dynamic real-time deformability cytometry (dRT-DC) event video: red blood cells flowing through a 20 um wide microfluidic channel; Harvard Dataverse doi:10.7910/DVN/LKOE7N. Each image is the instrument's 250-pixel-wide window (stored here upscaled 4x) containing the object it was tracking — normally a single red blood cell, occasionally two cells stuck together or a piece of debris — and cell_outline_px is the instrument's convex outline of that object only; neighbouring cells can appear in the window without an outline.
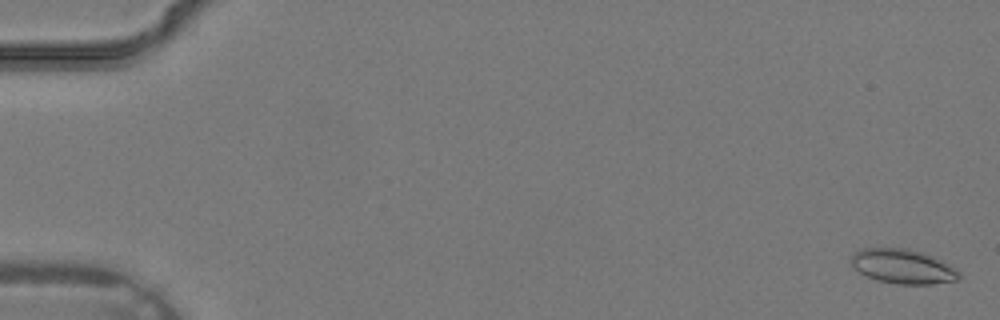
{"species": "common noctule bat (a hibernating species)", "species_latin": "Nyctalus noctula", "temperature_condition": "warm", "stored_images_in_passage": 37, "camera_frame_rate_fps": 3000, "um_per_image_px": 0.085, "animal": {"sex": "male", "body_mass_g": 19.2, "forearm_length_mm": 51.8}, "frame": {"image": 1, "passage_image": 1, "time_ms": 0.0, "image_size_px": [1000, 320], "cell_outline_px": [[960, 276], [956, 280], [932, 284], [896, 284], [876, 280], [864, 276], [852, 268], [852, 256], [860, 248], [908, 248], [924, 252], [956, 268], [960, 272]], "centroid_in_image_um": [76.72, 22.65], "position_along_channel_um": 8.3, "area_um2": 21.85}}
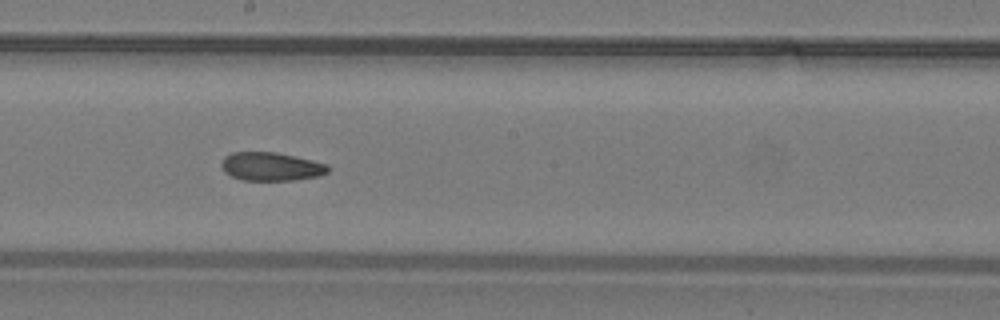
{"frame": {"image": 2, "passage_image": 21, "time_ms": 6.667, "image_size_px": [1000, 320], "cell_outline_px": [[332, 168], [328, 172], [316, 176], [292, 180], [244, 180], [232, 176], [224, 172], [220, 164], [224, 156], [232, 152], [276, 152], [312, 160], [328, 164]], "centroid_in_image_um": [23.03, 14.15], "position_along_channel_um": 225.2, "area_um2": 17.69}}
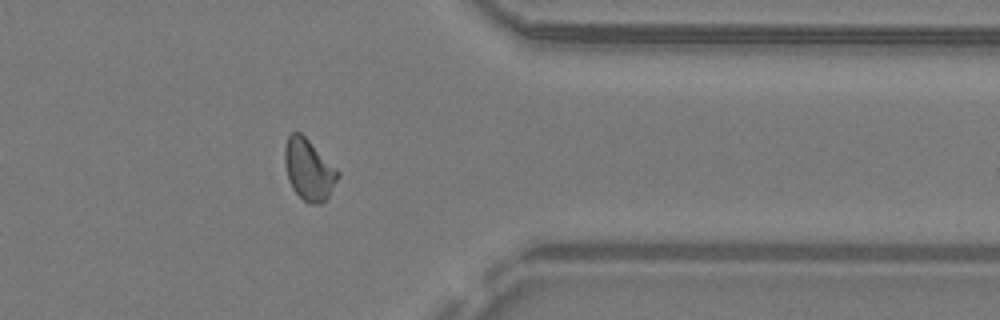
{"frame": {"image": 3, "passage_image": 30, "time_ms": 9.667, "image_size_px": [1000, 320], "cell_outline_px": [[340, 176], [328, 196], [320, 204], [308, 204], [292, 188], [288, 180], [284, 164], [284, 148], [288, 136], [292, 132], [300, 132], [340, 172]], "centroid_in_image_um": [26.23, 14.42], "position_along_channel_um": 385.2, "area_um2": 18.79}}